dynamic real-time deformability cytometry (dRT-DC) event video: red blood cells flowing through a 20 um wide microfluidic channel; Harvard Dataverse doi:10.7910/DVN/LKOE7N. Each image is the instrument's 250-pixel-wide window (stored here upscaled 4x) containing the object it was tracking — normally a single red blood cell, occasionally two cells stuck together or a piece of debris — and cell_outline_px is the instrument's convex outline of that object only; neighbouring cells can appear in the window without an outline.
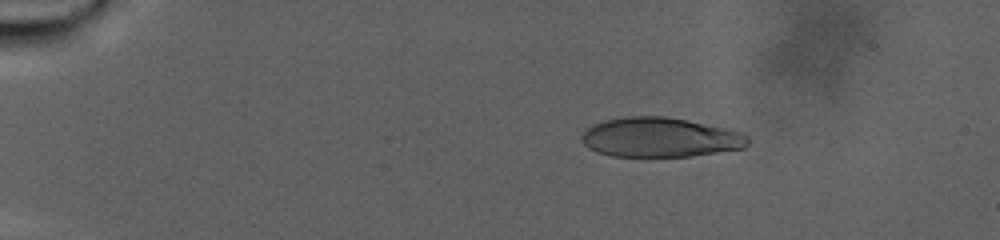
{"species": "human", "species_latin": "Homo sapiens", "temperature_condition": "warm", "stored_images_in_passage": 101, "camera_frame_rate_fps": 3000, "um_per_image_px": 0.085, "donor": {"sex": "male"}, "frame": {"image": 1, "passage_image": 19, "time_ms": 6.0, "image_size_px": [1000, 240], "cell_outline_px": [[748, 144], [744, 148], [692, 156], [612, 156], [596, 152], [588, 148], [584, 144], [580, 136], [584, 128], [592, 124], [604, 120], [628, 116], [664, 116], [744, 132], [748, 136]], "centroid_in_image_um": [56.06, 11.68], "position_along_channel_um": 28.9, "area_um2": 38.38}}
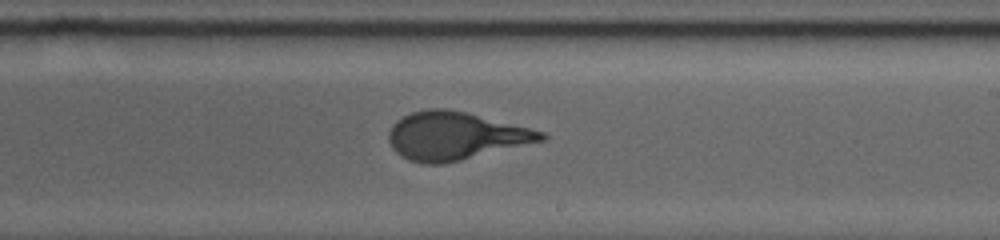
{"frame": {"image": 2, "passage_image": 64, "time_ms": 21.0, "image_size_px": [1000, 240], "cell_outline_px": [[548, 136], [544, 140], [444, 164], [420, 164], [408, 160], [400, 156], [392, 148], [388, 140], [388, 132], [392, 124], [396, 120], [412, 112], [428, 108], [448, 108], [544, 132]], "centroid_in_image_um": [38.62, 11.56], "position_along_channel_um": 250.4, "area_um2": 42.31}}
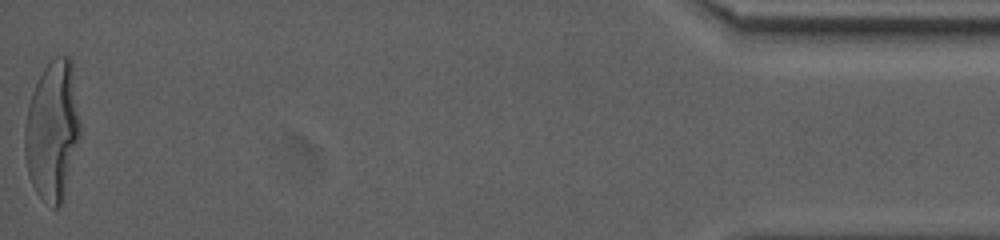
{"frame": {"image": 3, "passage_image": 101, "time_ms": 33.333, "image_size_px": [1000, 240], "cell_outline_px": [[80, 136], [60, 204], [56, 208], [52, 208], [36, 192], [32, 184], [28, 172], [24, 156], [24, 124], [28, 104], [32, 92], [44, 68], [56, 56], [68, 56], [72, 64], [80, 124]], "centroid_in_image_um": [4.43, 11.08], "position_along_channel_um": 430.8, "area_um2": 44.51}, "authors_computed_cell_mechanics": {"area_um2": 41.7894, "velocity_mm_per_s": 2.1294, "shape_relaxation_time_tau1_ms": 9.9665, "shape_relaxation_time_tau2_ms": null, "deformation_change_tau1": 0.2839, "deformation_change_tau2": null}}